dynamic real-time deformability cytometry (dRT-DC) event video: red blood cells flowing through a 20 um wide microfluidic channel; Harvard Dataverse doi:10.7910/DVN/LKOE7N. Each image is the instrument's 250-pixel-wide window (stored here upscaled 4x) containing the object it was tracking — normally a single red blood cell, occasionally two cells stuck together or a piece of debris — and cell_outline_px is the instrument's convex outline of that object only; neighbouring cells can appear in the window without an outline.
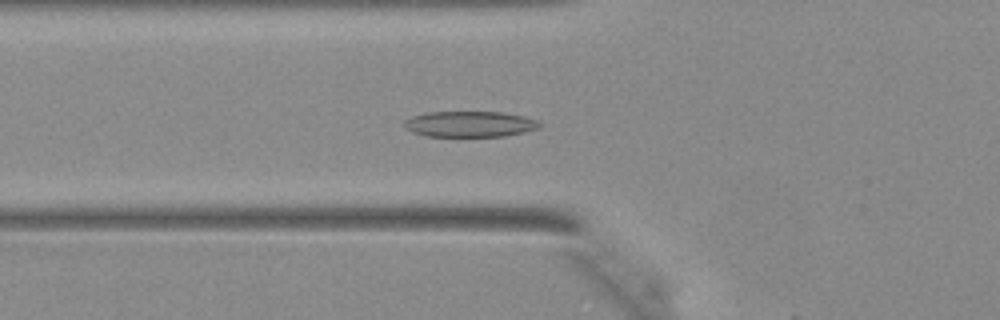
{"species": "Egyptian fruit bat (a non-hibernating species)", "species_latin": "Rousettus aegyptiacus", "temperature_condition": "warm", "stored_images_in_passage": 19, "camera_frame_rate_fps": 3000, "um_per_image_px": 0.085, "animal": {"sex": "female"}, "frame": {"image": 1, "passage_image": 18, "time_ms": 5.667, "image_size_px": [1000, 320], "cell_outline_px": [[544, 124], [540, 128], [524, 132], [504, 136], [428, 136], [412, 132], [404, 128], [404, 120], [412, 116], [428, 112], [504, 112], [524, 116], [536, 120]], "centroid_in_image_um": [39.95, 10.54], "position_along_channel_um": 85.8, "area_um2": 20.46}}